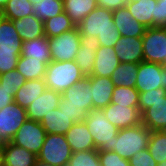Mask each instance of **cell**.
Wrapping results in <instances>:
<instances>
[{
  "mask_svg": "<svg viewBox=\"0 0 166 166\" xmlns=\"http://www.w3.org/2000/svg\"><path fill=\"white\" fill-rule=\"evenodd\" d=\"M61 97V93L46 88L43 94L26 108L28 119L41 122L46 114L59 107Z\"/></svg>",
  "mask_w": 166,
  "mask_h": 166,
  "instance_id": "14",
  "label": "cell"
},
{
  "mask_svg": "<svg viewBox=\"0 0 166 166\" xmlns=\"http://www.w3.org/2000/svg\"><path fill=\"white\" fill-rule=\"evenodd\" d=\"M28 1L31 2L32 4H35V3H38V2H40L42 0H28Z\"/></svg>",
  "mask_w": 166,
  "mask_h": 166,
  "instance_id": "48",
  "label": "cell"
},
{
  "mask_svg": "<svg viewBox=\"0 0 166 166\" xmlns=\"http://www.w3.org/2000/svg\"><path fill=\"white\" fill-rule=\"evenodd\" d=\"M151 130L142 123L119 129L112 151L129 160L134 154L148 148Z\"/></svg>",
  "mask_w": 166,
  "mask_h": 166,
  "instance_id": "3",
  "label": "cell"
},
{
  "mask_svg": "<svg viewBox=\"0 0 166 166\" xmlns=\"http://www.w3.org/2000/svg\"><path fill=\"white\" fill-rule=\"evenodd\" d=\"M166 23V4L157 0L156 4V27H164Z\"/></svg>",
  "mask_w": 166,
  "mask_h": 166,
  "instance_id": "43",
  "label": "cell"
},
{
  "mask_svg": "<svg viewBox=\"0 0 166 166\" xmlns=\"http://www.w3.org/2000/svg\"><path fill=\"white\" fill-rule=\"evenodd\" d=\"M46 135L47 133L40 122L27 119L19 127L10 142L38 155L45 141Z\"/></svg>",
  "mask_w": 166,
  "mask_h": 166,
  "instance_id": "9",
  "label": "cell"
},
{
  "mask_svg": "<svg viewBox=\"0 0 166 166\" xmlns=\"http://www.w3.org/2000/svg\"><path fill=\"white\" fill-rule=\"evenodd\" d=\"M12 102H14V96L10 94V91L0 86V110Z\"/></svg>",
  "mask_w": 166,
  "mask_h": 166,
  "instance_id": "44",
  "label": "cell"
},
{
  "mask_svg": "<svg viewBox=\"0 0 166 166\" xmlns=\"http://www.w3.org/2000/svg\"><path fill=\"white\" fill-rule=\"evenodd\" d=\"M21 56L41 60L47 66L52 61L49 38L45 35L33 40L23 41Z\"/></svg>",
  "mask_w": 166,
  "mask_h": 166,
  "instance_id": "25",
  "label": "cell"
},
{
  "mask_svg": "<svg viewBox=\"0 0 166 166\" xmlns=\"http://www.w3.org/2000/svg\"><path fill=\"white\" fill-rule=\"evenodd\" d=\"M135 88L139 92L163 88L166 90V66L142 61L138 64Z\"/></svg>",
  "mask_w": 166,
  "mask_h": 166,
  "instance_id": "10",
  "label": "cell"
},
{
  "mask_svg": "<svg viewBox=\"0 0 166 166\" xmlns=\"http://www.w3.org/2000/svg\"><path fill=\"white\" fill-rule=\"evenodd\" d=\"M0 166H3V145H0Z\"/></svg>",
  "mask_w": 166,
  "mask_h": 166,
  "instance_id": "46",
  "label": "cell"
},
{
  "mask_svg": "<svg viewBox=\"0 0 166 166\" xmlns=\"http://www.w3.org/2000/svg\"><path fill=\"white\" fill-rule=\"evenodd\" d=\"M166 96V90L163 88L139 92V102H154L163 99Z\"/></svg>",
  "mask_w": 166,
  "mask_h": 166,
  "instance_id": "41",
  "label": "cell"
},
{
  "mask_svg": "<svg viewBox=\"0 0 166 166\" xmlns=\"http://www.w3.org/2000/svg\"><path fill=\"white\" fill-rule=\"evenodd\" d=\"M157 166H166V161H165V162H162V163L157 164Z\"/></svg>",
  "mask_w": 166,
  "mask_h": 166,
  "instance_id": "49",
  "label": "cell"
},
{
  "mask_svg": "<svg viewBox=\"0 0 166 166\" xmlns=\"http://www.w3.org/2000/svg\"><path fill=\"white\" fill-rule=\"evenodd\" d=\"M34 166H51L50 164L40 161V160H36Z\"/></svg>",
  "mask_w": 166,
  "mask_h": 166,
  "instance_id": "45",
  "label": "cell"
},
{
  "mask_svg": "<svg viewBox=\"0 0 166 166\" xmlns=\"http://www.w3.org/2000/svg\"><path fill=\"white\" fill-rule=\"evenodd\" d=\"M142 42L144 61L166 66V29L147 28L142 36Z\"/></svg>",
  "mask_w": 166,
  "mask_h": 166,
  "instance_id": "8",
  "label": "cell"
},
{
  "mask_svg": "<svg viewBox=\"0 0 166 166\" xmlns=\"http://www.w3.org/2000/svg\"><path fill=\"white\" fill-rule=\"evenodd\" d=\"M85 123L94 139L96 149L112 151L114 138L117 136L119 128L110 123L104 111L102 109L91 110L87 114Z\"/></svg>",
  "mask_w": 166,
  "mask_h": 166,
  "instance_id": "5",
  "label": "cell"
},
{
  "mask_svg": "<svg viewBox=\"0 0 166 166\" xmlns=\"http://www.w3.org/2000/svg\"><path fill=\"white\" fill-rule=\"evenodd\" d=\"M80 32L77 26L61 35L49 38L50 57L52 61H73L80 47Z\"/></svg>",
  "mask_w": 166,
  "mask_h": 166,
  "instance_id": "7",
  "label": "cell"
},
{
  "mask_svg": "<svg viewBox=\"0 0 166 166\" xmlns=\"http://www.w3.org/2000/svg\"><path fill=\"white\" fill-rule=\"evenodd\" d=\"M72 154L65 135L47 134L37 159L51 166H66Z\"/></svg>",
  "mask_w": 166,
  "mask_h": 166,
  "instance_id": "6",
  "label": "cell"
},
{
  "mask_svg": "<svg viewBox=\"0 0 166 166\" xmlns=\"http://www.w3.org/2000/svg\"><path fill=\"white\" fill-rule=\"evenodd\" d=\"M68 166H100L98 150L76 151L69 159Z\"/></svg>",
  "mask_w": 166,
  "mask_h": 166,
  "instance_id": "36",
  "label": "cell"
},
{
  "mask_svg": "<svg viewBox=\"0 0 166 166\" xmlns=\"http://www.w3.org/2000/svg\"><path fill=\"white\" fill-rule=\"evenodd\" d=\"M7 2H8V0H0V12L5 7V5L7 4Z\"/></svg>",
  "mask_w": 166,
  "mask_h": 166,
  "instance_id": "47",
  "label": "cell"
},
{
  "mask_svg": "<svg viewBox=\"0 0 166 166\" xmlns=\"http://www.w3.org/2000/svg\"><path fill=\"white\" fill-rule=\"evenodd\" d=\"M59 109L69 115L73 123L85 121L87 114L93 110L91 82L88 76L62 93Z\"/></svg>",
  "mask_w": 166,
  "mask_h": 166,
  "instance_id": "2",
  "label": "cell"
},
{
  "mask_svg": "<svg viewBox=\"0 0 166 166\" xmlns=\"http://www.w3.org/2000/svg\"><path fill=\"white\" fill-rule=\"evenodd\" d=\"M100 166H130L129 160L113 151H98Z\"/></svg>",
  "mask_w": 166,
  "mask_h": 166,
  "instance_id": "39",
  "label": "cell"
},
{
  "mask_svg": "<svg viewBox=\"0 0 166 166\" xmlns=\"http://www.w3.org/2000/svg\"><path fill=\"white\" fill-rule=\"evenodd\" d=\"M130 166H157L155 159L150 155L148 148L137 152L129 159Z\"/></svg>",
  "mask_w": 166,
  "mask_h": 166,
  "instance_id": "40",
  "label": "cell"
},
{
  "mask_svg": "<svg viewBox=\"0 0 166 166\" xmlns=\"http://www.w3.org/2000/svg\"><path fill=\"white\" fill-rule=\"evenodd\" d=\"M120 63H140L144 61L142 37H120L113 47Z\"/></svg>",
  "mask_w": 166,
  "mask_h": 166,
  "instance_id": "15",
  "label": "cell"
},
{
  "mask_svg": "<svg viewBox=\"0 0 166 166\" xmlns=\"http://www.w3.org/2000/svg\"><path fill=\"white\" fill-rule=\"evenodd\" d=\"M16 69L27 81L44 78L46 73V65L41 60L21 55L18 59Z\"/></svg>",
  "mask_w": 166,
  "mask_h": 166,
  "instance_id": "30",
  "label": "cell"
},
{
  "mask_svg": "<svg viewBox=\"0 0 166 166\" xmlns=\"http://www.w3.org/2000/svg\"><path fill=\"white\" fill-rule=\"evenodd\" d=\"M76 25L65 11L44 21V32L48 38L61 35L64 32L74 29Z\"/></svg>",
  "mask_w": 166,
  "mask_h": 166,
  "instance_id": "31",
  "label": "cell"
},
{
  "mask_svg": "<svg viewBox=\"0 0 166 166\" xmlns=\"http://www.w3.org/2000/svg\"><path fill=\"white\" fill-rule=\"evenodd\" d=\"M28 119L25 108L15 102L0 110V137L4 142H10L19 127Z\"/></svg>",
  "mask_w": 166,
  "mask_h": 166,
  "instance_id": "11",
  "label": "cell"
},
{
  "mask_svg": "<svg viewBox=\"0 0 166 166\" xmlns=\"http://www.w3.org/2000/svg\"><path fill=\"white\" fill-rule=\"evenodd\" d=\"M5 142L0 137V145H3Z\"/></svg>",
  "mask_w": 166,
  "mask_h": 166,
  "instance_id": "50",
  "label": "cell"
},
{
  "mask_svg": "<svg viewBox=\"0 0 166 166\" xmlns=\"http://www.w3.org/2000/svg\"><path fill=\"white\" fill-rule=\"evenodd\" d=\"M22 42L13 21L0 15V48L22 49Z\"/></svg>",
  "mask_w": 166,
  "mask_h": 166,
  "instance_id": "28",
  "label": "cell"
},
{
  "mask_svg": "<svg viewBox=\"0 0 166 166\" xmlns=\"http://www.w3.org/2000/svg\"><path fill=\"white\" fill-rule=\"evenodd\" d=\"M37 155L11 142L3 144V166H34Z\"/></svg>",
  "mask_w": 166,
  "mask_h": 166,
  "instance_id": "21",
  "label": "cell"
},
{
  "mask_svg": "<svg viewBox=\"0 0 166 166\" xmlns=\"http://www.w3.org/2000/svg\"><path fill=\"white\" fill-rule=\"evenodd\" d=\"M21 50L0 48V74L16 69Z\"/></svg>",
  "mask_w": 166,
  "mask_h": 166,
  "instance_id": "38",
  "label": "cell"
},
{
  "mask_svg": "<svg viewBox=\"0 0 166 166\" xmlns=\"http://www.w3.org/2000/svg\"><path fill=\"white\" fill-rule=\"evenodd\" d=\"M98 7H103L111 11L118 10L120 8H125L130 0H96Z\"/></svg>",
  "mask_w": 166,
  "mask_h": 166,
  "instance_id": "42",
  "label": "cell"
},
{
  "mask_svg": "<svg viewBox=\"0 0 166 166\" xmlns=\"http://www.w3.org/2000/svg\"><path fill=\"white\" fill-rule=\"evenodd\" d=\"M158 1H162V3H165V4H166V0H158Z\"/></svg>",
  "mask_w": 166,
  "mask_h": 166,
  "instance_id": "51",
  "label": "cell"
},
{
  "mask_svg": "<svg viewBox=\"0 0 166 166\" xmlns=\"http://www.w3.org/2000/svg\"><path fill=\"white\" fill-rule=\"evenodd\" d=\"M46 88L44 78L28 80L15 93L14 102L26 109Z\"/></svg>",
  "mask_w": 166,
  "mask_h": 166,
  "instance_id": "26",
  "label": "cell"
},
{
  "mask_svg": "<svg viewBox=\"0 0 166 166\" xmlns=\"http://www.w3.org/2000/svg\"><path fill=\"white\" fill-rule=\"evenodd\" d=\"M102 110L110 123L119 129L134 127L141 123V113L138 107L110 103Z\"/></svg>",
  "mask_w": 166,
  "mask_h": 166,
  "instance_id": "13",
  "label": "cell"
},
{
  "mask_svg": "<svg viewBox=\"0 0 166 166\" xmlns=\"http://www.w3.org/2000/svg\"><path fill=\"white\" fill-rule=\"evenodd\" d=\"M72 152L96 149L94 139L89 133L85 121L74 123L65 134Z\"/></svg>",
  "mask_w": 166,
  "mask_h": 166,
  "instance_id": "19",
  "label": "cell"
},
{
  "mask_svg": "<svg viewBox=\"0 0 166 166\" xmlns=\"http://www.w3.org/2000/svg\"><path fill=\"white\" fill-rule=\"evenodd\" d=\"M113 22L120 35L125 37H142L147 29L146 26L132 17L127 7L113 11Z\"/></svg>",
  "mask_w": 166,
  "mask_h": 166,
  "instance_id": "17",
  "label": "cell"
},
{
  "mask_svg": "<svg viewBox=\"0 0 166 166\" xmlns=\"http://www.w3.org/2000/svg\"><path fill=\"white\" fill-rule=\"evenodd\" d=\"M83 78H85V75L74 60L51 61L46 66L44 77L46 87L61 94Z\"/></svg>",
  "mask_w": 166,
  "mask_h": 166,
  "instance_id": "4",
  "label": "cell"
},
{
  "mask_svg": "<svg viewBox=\"0 0 166 166\" xmlns=\"http://www.w3.org/2000/svg\"><path fill=\"white\" fill-rule=\"evenodd\" d=\"M26 81L25 77L17 69L0 74V86L10 91L13 96Z\"/></svg>",
  "mask_w": 166,
  "mask_h": 166,
  "instance_id": "37",
  "label": "cell"
},
{
  "mask_svg": "<svg viewBox=\"0 0 166 166\" xmlns=\"http://www.w3.org/2000/svg\"><path fill=\"white\" fill-rule=\"evenodd\" d=\"M148 150L157 164L166 161V131H151Z\"/></svg>",
  "mask_w": 166,
  "mask_h": 166,
  "instance_id": "35",
  "label": "cell"
},
{
  "mask_svg": "<svg viewBox=\"0 0 166 166\" xmlns=\"http://www.w3.org/2000/svg\"><path fill=\"white\" fill-rule=\"evenodd\" d=\"M81 36L97 37L101 46L114 47L121 35L113 22V11L96 7L78 25Z\"/></svg>",
  "mask_w": 166,
  "mask_h": 166,
  "instance_id": "1",
  "label": "cell"
},
{
  "mask_svg": "<svg viewBox=\"0 0 166 166\" xmlns=\"http://www.w3.org/2000/svg\"><path fill=\"white\" fill-rule=\"evenodd\" d=\"M111 103L128 107H138L139 91L135 87L115 86Z\"/></svg>",
  "mask_w": 166,
  "mask_h": 166,
  "instance_id": "33",
  "label": "cell"
},
{
  "mask_svg": "<svg viewBox=\"0 0 166 166\" xmlns=\"http://www.w3.org/2000/svg\"><path fill=\"white\" fill-rule=\"evenodd\" d=\"M47 134H63L72 127L74 124L70 116L67 115L59 107L55 110H51L49 114H46L40 122Z\"/></svg>",
  "mask_w": 166,
  "mask_h": 166,
  "instance_id": "24",
  "label": "cell"
},
{
  "mask_svg": "<svg viewBox=\"0 0 166 166\" xmlns=\"http://www.w3.org/2000/svg\"><path fill=\"white\" fill-rule=\"evenodd\" d=\"M139 63H119L110 79L115 86L135 87Z\"/></svg>",
  "mask_w": 166,
  "mask_h": 166,
  "instance_id": "29",
  "label": "cell"
},
{
  "mask_svg": "<svg viewBox=\"0 0 166 166\" xmlns=\"http://www.w3.org/2000/svg\"><path fill=\"white\" fill-rule=\"evenodd\" d=\"M119 63L113 47L100 46L95 55L94 68L91 75L110 77Z\"/></svg>",
  "mask_w": 166,
  "mask_h": 166,
  "instance_id": "20",
  "label": "cell"
},
{
  "mask_svg": "<svg viewBox=\"0 0 166 166\" xmlns=\"http://www.w3.org/2000/svg\"><path fill=\"white\" fill-rule=\"evenodd\" d=\"M12 21L22 41H29L45 36L44 22L34 14Z\"/></svg>",
  "mask_w": 166,
  "mask_h": 166,
  "instance_id": "23",
  "label": "cell"
},
{
  "mask_svg": "<svg viewBox=\"0 0 166 166\" xmlns=\"http://www.w3.org/2000/svg\"><path fill=\"white\" fill-rule=\"evenodd\" d=\"M100 46L97 37L81 36L80 38V47L74 61L85 77L90 76L93 71L95 55Z\"/></svg>",
  "mask_w": 166,
  "mask_h": 166,
  "instance_id": "16",
  "label": "cell"
},
{
  "mask_svg": "<svg viewBox=\"0 0 166 166\" xmlns=\"http://www.w3.org/2000/svg\"><path fill=\"white\" fill-rule=\"evenodd\" d=\"M157 0H130L126 6L132 17L147 28L156 27Z\"/></svg>",
  "mask_w": 166,
  "mask_h": 166,
  "instance_id": "22",
  "label": "cell"
},
{
  "mask_svg": "<svg viewBox=\"0 0 166 166\" xmlns=\"http://www.w3.org/2000/svg\"><path fill=\"white\" fill-rule=\"evenodd\" d=\"M91 82L93 109H102L111 103L114 83L110 77L88 76Z\"/></svg>",
  "mask_w": 166,
  "mask_h": 166,
  "instance_id": "18",
  "label": "cell"
},
{
  "mask_svg": "<svg viewBox=\"0 0 166 166\" xmlns=\"http://www.w3.org/2000/svg\"><path fill=\"white\" fill-rule=\"evenodd\" d=\"M64 11L63 0H42L33 4V14L43 22Z\"/></svg>",
  "mask_w": 166,
  "mask_h": 166,
  "instance_id": "34",
  "label": "cell"
},
{
  "mask_svg": "<svg viewBox=\"0 0 166 166\" xmlns=\"http://www.w3.org/2000/svg\"><path fill=\"white\" fill-rule=\"evenodd\" d=\"M66 14L77 26L92 10L97 7L96 0H63Z\"/></svg>",
  "mask_w": 166,
  "mask_h": 166,
  "instance_id": "27",
  "label": "cell"
},
{
  "mask_svg": "<svg viewBox=\"0 0 166 166\" xmlns=\"http://www.w3.org/2000/svg\"><path fill=\"white\" fill-rule=\"evenodd\" d=\"M33 14V4L28 0H8L0 15L10 20L21 19Z\"/></svg>",
  "mask_w": 166,
  "mask_h": 166,
  "instance_id": "32",
  "label": "cell"
},
{
  "mask_svg": "<svg viewBox=\"0 0 166 166\" xmlns=\"http://www.w3.org/2000/svg\"><path fill=\"white\" fill-rule=\"evenodd\" d=\"M141 123L151 131H166V96L154 102H139Z\"/></svg>",
  "mask_w": 166,
  "mask_h": 166,
  "instance_id": "12",
  "label": "cell"
}]
</instances>
